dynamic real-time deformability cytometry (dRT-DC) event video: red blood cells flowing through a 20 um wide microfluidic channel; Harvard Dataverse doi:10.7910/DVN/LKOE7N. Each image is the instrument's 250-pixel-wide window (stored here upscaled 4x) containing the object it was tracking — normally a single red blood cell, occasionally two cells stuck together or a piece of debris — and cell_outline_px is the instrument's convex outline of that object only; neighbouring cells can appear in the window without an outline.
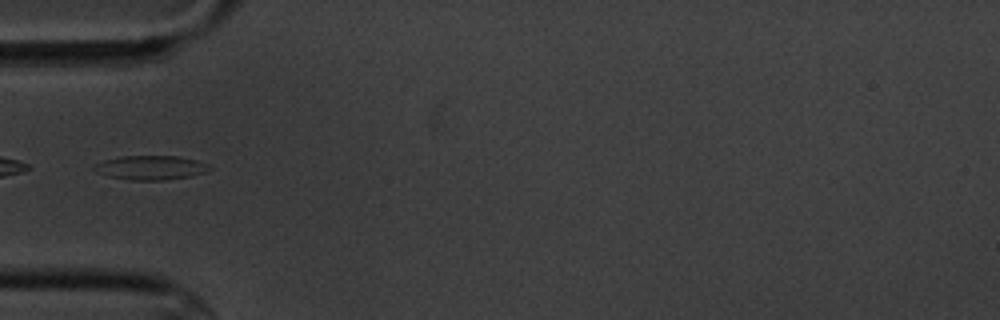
{"species": "common noctule bat (a hibernating species)", "species_latin": "Nyctalus noctula", "temperature_condition": "cold", "stored_images_in_passage": 10, "camera_frame_rate_fps": 3000, "um_per_image_px": 0.085, "animal": {"sex": "male", "body_mass_g": 20.1, "forearm_length_mm": 53.5}, "frame": {"image": 1, "passage_image": 5, "time_ms": 4.667, "image_size_px": [1000, 320], "cell_outline_px": [[212, 168], [204, 172], [188, 176], [164, 180], [128, 180], [108, 176], [96, 172], [92, 168], [96, 164], [104, 160], [120, 156], [176, 156], [196, 160], [212, 164]], "centroid_in_image_um": [12.8, 14.24], "position_along_channel_um": 72.2, "area_um2": 16.24}}
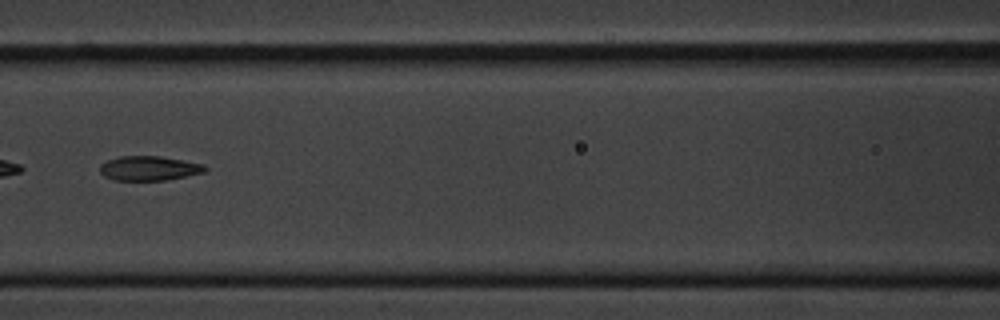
{"frame": {"image": 2, "passage_image": 7, "time_ms": 7.0, "image_size_px": [1000, 320], "cell_outline_px": [[208, 168], [204, 172], [168, 180], [116, 180], [104, 176], [100, 172], [100, 164], [108, 160], [120, 156], [160, 156], [204, 164]], "centroid_in_image_um": [12.68, 14.3], "position_along_channel_um": 153.9, "area_um2": 14.97}}
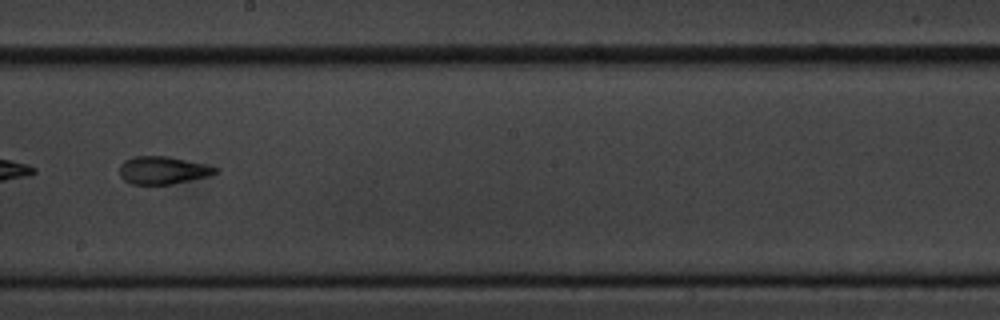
{"frame": {"image": 3, "passage_image": 9, "time_ms": 9.333, "image_size_px": [1000, 320], "cell_outline_px": [[220, 172], [208, 176], [172, 184], [132, 184], [124, 180], [120, 176], [120, 164], [124, 160], [132, 156], [168, 156], [204, 164], [220, 168]], "centroid_in_image_um": [13.84, 14.46], "position_along_channel_um": 234.4, "area_um2": 15.55}}